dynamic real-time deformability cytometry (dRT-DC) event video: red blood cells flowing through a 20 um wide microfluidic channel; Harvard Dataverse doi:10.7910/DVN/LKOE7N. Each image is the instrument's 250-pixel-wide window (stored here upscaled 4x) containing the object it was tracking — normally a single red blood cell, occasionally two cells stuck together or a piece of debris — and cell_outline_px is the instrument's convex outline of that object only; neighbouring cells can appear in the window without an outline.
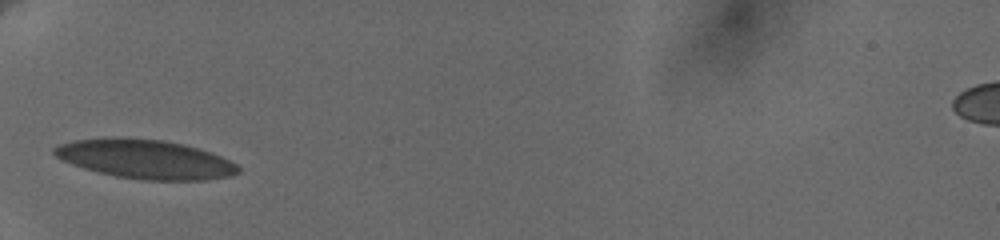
{"species": "human", "species_latin": "Homo sapiens", "temperature_condition": "cold", "stored_images_in_passage": 2, "camera_frame_rate_fps": 3000, "um_per_image_px": 0.085, "donor": {"sex": "female"}, "frame": {"image": 1, "passage_image": 1, "time_ms": 0.0, "image_size_px": [1000, 240], "cell_outline_px": [[240, 172], [232, 176], [204, 180], [144, 180], [116, 176], [96, 172], [72, 164], [56, 156], [52, 152], [52, 148], [60, 144], [72, 140], [160, 140], [184, 144], [220, 156], [236, 164], [240, 168]], "centroid_in_image_um": [12.4, 13.58], "position_along_channel_um": 72.6, "area_um2": 40.63}}